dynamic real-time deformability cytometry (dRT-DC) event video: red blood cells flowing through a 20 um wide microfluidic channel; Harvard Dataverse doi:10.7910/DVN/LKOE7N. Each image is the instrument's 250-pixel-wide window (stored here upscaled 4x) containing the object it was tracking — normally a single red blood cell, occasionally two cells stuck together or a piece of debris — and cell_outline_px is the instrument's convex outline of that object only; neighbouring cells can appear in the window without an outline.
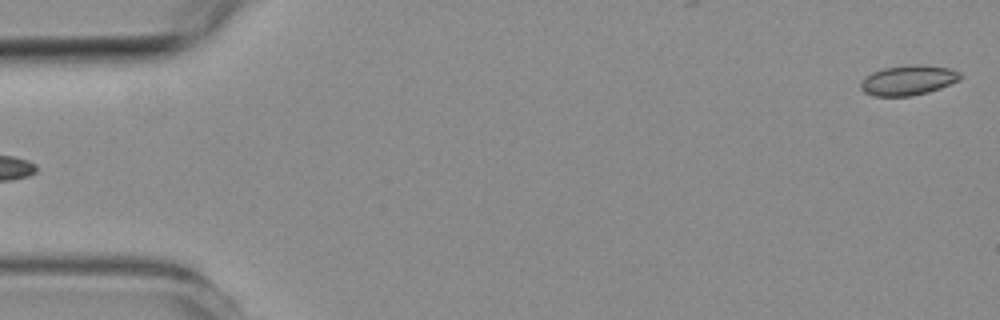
{"species": "common noctule bat (a hibernating species)", "species_latin": "Nyctalus noctula", "temperature_condition": "room temperature", "stored_images_in_passage": 5, "camera_frame_rate_fps": 3000, "um_per_image_px": 0.085, "animal": {"sex": "female", "body_mass_g": 19.3, "forearm_length_mm": 54.1}, "frame": {"image": 1, "passage_image": 1, "time_ms": 0.0, "image_size_px": [1000, 320], "cell_outline_px": [[964, 76], [960, 80], [940, 88], [928, 92], [912, 96], [872, 96], [864, 92], [860, 88], [860, 84], [864, 76], [872, 72], [884, 68], [908, 64], [924, 64], [948, 68], [960, 72]], "centroid_in_image_um": [77.2, 6.81], "position_along_channel_um": 7.8, "area_um2": 17.69}}
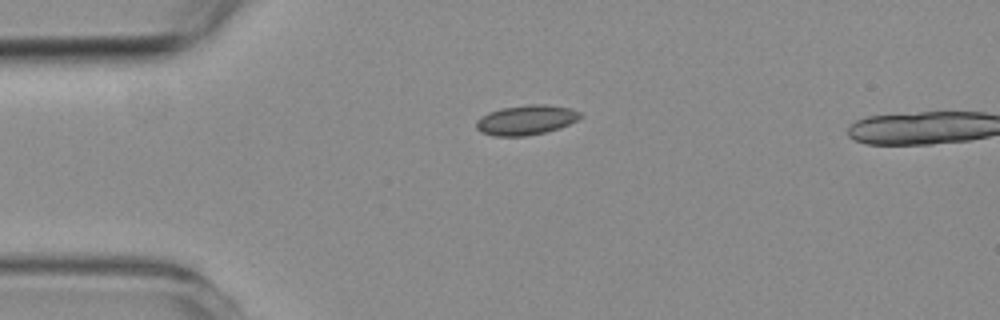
{"frame": {"image": 2, "passage_image": 3, "time_ms": 3.667, "image_size_px": [1000, 320], "cell_outline_px": [[584, 116], [560, 128], [544, 132], [524, 136], [492, 136], [480, 132], [476, 128], [476, 120], [480, 116], [488, 112], [500, 108], [528, 104], [544, 104], [568, 108], [580, 112]], "centroid_in_image_um": [44.67, 10.19], "position_along_channel_um": 40.3, "area_um2": 18.15}}